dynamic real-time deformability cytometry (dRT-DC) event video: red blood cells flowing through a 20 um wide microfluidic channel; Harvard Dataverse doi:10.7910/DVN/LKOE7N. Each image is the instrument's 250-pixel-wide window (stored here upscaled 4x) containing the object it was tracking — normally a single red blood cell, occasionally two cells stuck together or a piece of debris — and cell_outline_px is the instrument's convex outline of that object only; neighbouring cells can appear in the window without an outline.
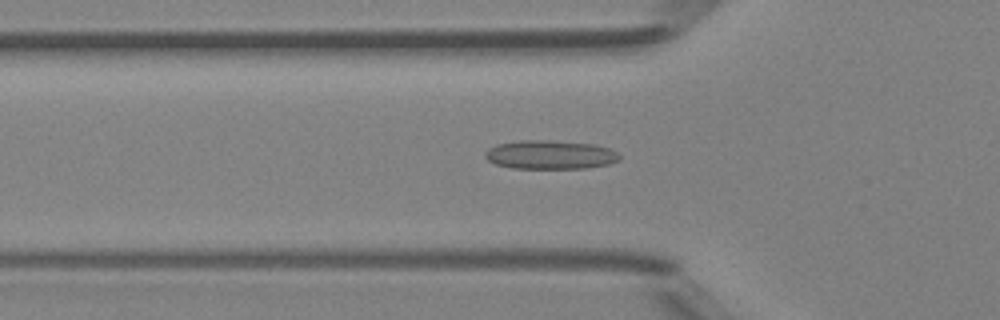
{"species": "Egyptian fruit bat (a non-hibernating species)", "species_latin": "Rousettus aegyptiacus", "temperature_condition": "room temperature", "stored_images_in_passage": 45, "camera_frame_rate_fps": 3000, "um_per_image_px": 0.085, "animal": {"sex": "female"}, "frame": {"image": 1, "passage_image": 13, "time_ms": 4.0, "image_size_px": [1000, 320], "cell_outline_px": [[620, 160], [608, 164], [584, 168], [512, 168], [496, 164], [488, 160], [484, 156], [484, 152], [488, 148], [496, 144], [520, 140], [548, 140], [592, 144], [608, 148], [616, 152], [620, 156]], "centroid_in_image_um": [46.72, 13.15], "position_along_channel_um": 79.1, "area_um2": 22.48}}
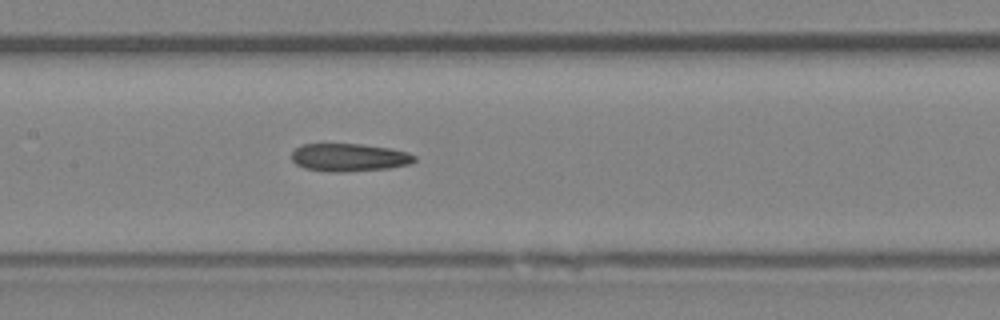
{"frame": {"image": 2, "passage_image": 20, "time_ms": 6.333, "image_size_px": [1000, 320], "cell_outline_px": [[416, 160], [412, 164], [388, 168], [340, 172], [328, 172], [304, 168], [296, 164], [292, 160], [292, 152], [296, 148], [304, 144], [360, 144], [392, 148], [408, 152], [416, 156]], "centroid_in_image_um": [29.71, 13.38], "position_along_channel_um": 177.7, "area_um2": 20.06}}
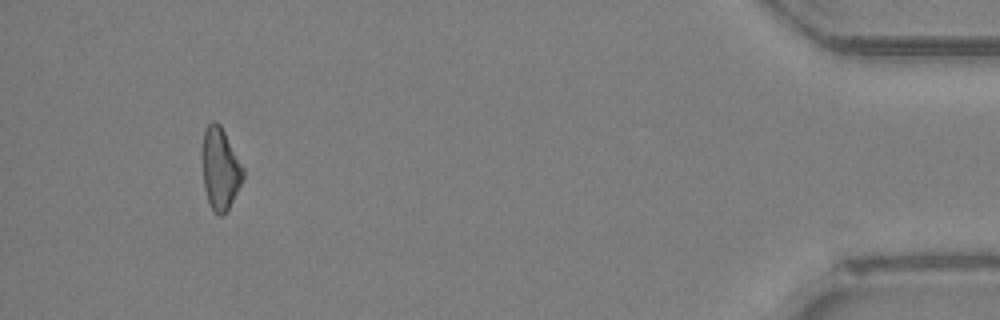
{"frame": {"image": 3, "passage_image": 42, "time_ms": 13.667, "image_size_px": [1000, 320], "cell_outline_px": [[244, 176], [228, 208], [220, 216], [212, 208], [208, 200], [204, 188], [200, 160], [200, 152], [204, 132], [208, 124], [212, 120], [216, 120], [220, 124], [244, 168]], "centroid_in_image_um": [18.67, 14.27], "position_along_channel_um": 416.5, "area_um2": 19.59}}